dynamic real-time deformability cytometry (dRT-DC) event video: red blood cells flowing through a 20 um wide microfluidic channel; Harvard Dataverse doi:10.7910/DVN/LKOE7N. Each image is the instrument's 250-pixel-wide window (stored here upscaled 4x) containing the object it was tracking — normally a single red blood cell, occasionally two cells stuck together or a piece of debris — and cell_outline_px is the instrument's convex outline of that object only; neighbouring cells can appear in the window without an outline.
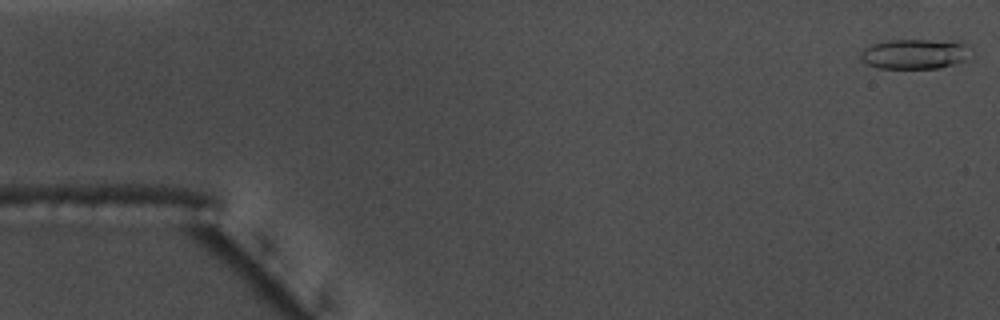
{"species": "common noctule bat (a hibernating species)", "species_latin": "Nyctalus noctula", "temperature_condition": "warm", "stored_images_in_passage": 13, "camera_frame_rate_fps": 3000, "um_per_image_px": 0.085, "animal": {"sex": "male", "body_mass_g": 17.5, "forearm_length_mm": 52.3}, "frame": {"image": 1, "passage_image": 1, "time_ms": 0.0, "image_size_px": [1000, 320], "cell_outline_px": [[964, 60], [940, 68], [880, 68], [868, 64], [860, 60], [860, 52], [864, 48], [872, 44], [888, 40], [956, 40], [964, 44]], "centroid_in_image_um": [77.63, 4.58], "position_along_channel_um": 7.4, "area_um2": 18.84}}